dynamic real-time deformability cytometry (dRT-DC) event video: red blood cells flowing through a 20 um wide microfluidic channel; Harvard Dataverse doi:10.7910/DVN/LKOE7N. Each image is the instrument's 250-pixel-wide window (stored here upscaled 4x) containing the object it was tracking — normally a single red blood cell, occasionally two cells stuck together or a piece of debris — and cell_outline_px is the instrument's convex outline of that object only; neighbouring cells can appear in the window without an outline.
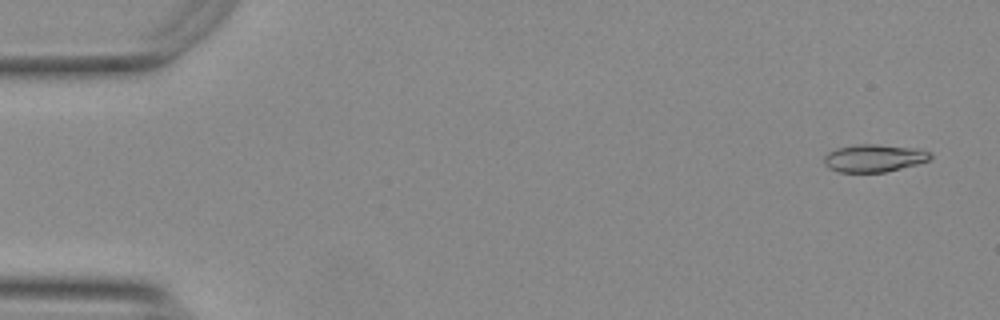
{"species": "Egyptian fruit bat (a non-hibernating species)", "species_latin": "Rousettus aegyptiacus", "temperature_condition": "warm", "stored_images_in_passage": 48, "camera_frame_rate_fps": 3000, "um_per_image_px": 0.085, "animal": {"sex": "female"}, "frame": {"image": 1, "passage_image": 3, "time_ms": 0.667, "image_size_px": [1000, 320], "cell_outline_px": [[932, 156], [928, 160], [916, 164], [884, 172], [836, 172], [828, 168], [824, 164], [824, 156], [828, 152], [836, 148], [856, 144], [876, 144], [920, 148], [932, 152]], "centroid_in_image_um": [74.28, 13.43], "position_along_channel_um": 10.7, "area_um2": 17.28}}
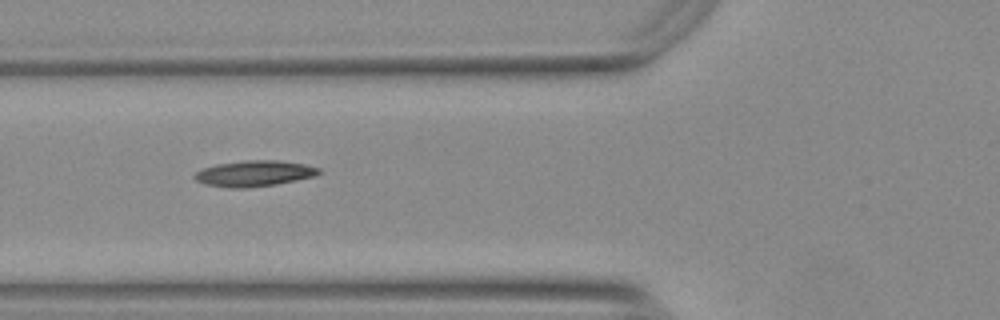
{"frame": {"image": 2, "passage_image": 21, "time_ms": 6.667, "image_size_px": [1000, 320], "cell_outline_px": [[324, 172], [316, 176], [276, 184], [244, 188], [228, 188], [204, 184], [196, 180], [192, 176], [196, 172], [204, 168], [216, 164], [244, 160], [280, 160], [304, 164], [320, 168]], "centroid_in_image_um": [21.63, 14.74], "position_along_channel_um": 104.2, "area_um2": 18.9}}
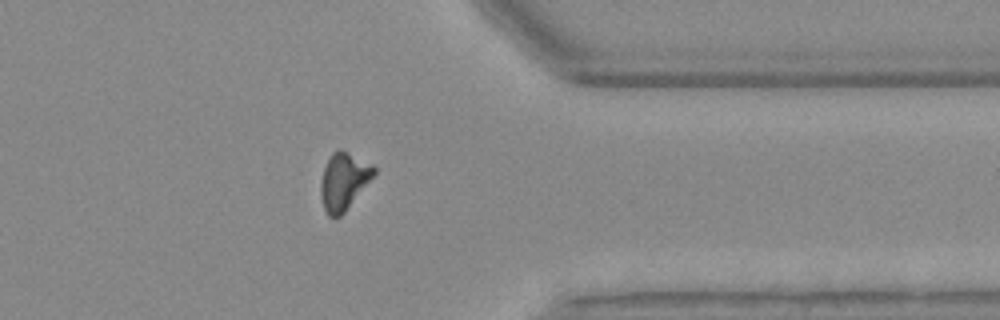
{"frame": {"image": 3, "passage_image": 44, "time_ms": 14.333, "image_size_px": [1000, 320], "cell_outline_px": [[376, 172], [344, 212], [340, 216], [328, 216], [324, 208], [320, 196], [320, 184], [324, 168], [332, 152], [336, 148], [340, 148], [372, 164], [376, 168]], "centroid_in_image_um": [29.19, 15.37], "position_along_channel_um": 382.2, "area_um2": 17.46}, "authors_computed_cell_mechanics": {"area_um2": 17.3111, "velocity_mm_per_s": 3.7668, "shape_relaxation_time_tau1_ms": null, "shape_relaxation_time_tau2_ms": 4.7739, "deformation_change_tau1": null, "deformation_change_tau2": 0.1467}}